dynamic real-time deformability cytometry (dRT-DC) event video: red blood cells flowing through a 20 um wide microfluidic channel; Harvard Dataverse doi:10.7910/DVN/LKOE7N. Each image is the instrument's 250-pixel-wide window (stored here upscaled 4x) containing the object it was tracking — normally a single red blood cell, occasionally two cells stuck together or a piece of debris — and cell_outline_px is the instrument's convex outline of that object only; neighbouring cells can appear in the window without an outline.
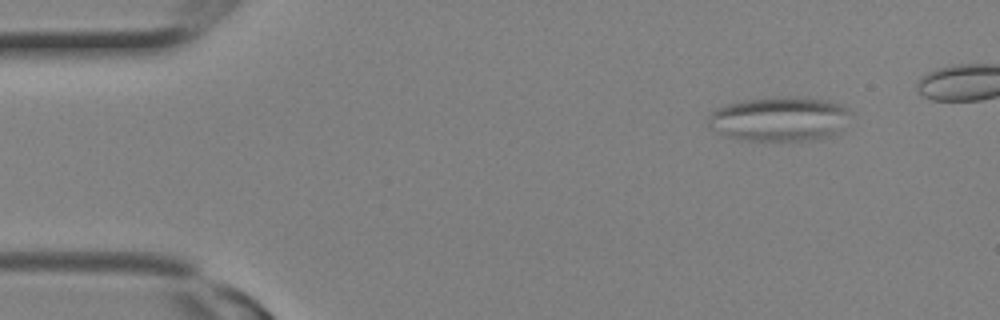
{"species": "Egyptian fruit bat (a non-hibernating species)", "species_latin": "Rousettus aegyptiacus", "temperature_condition": "room temperature", "stored_images_in_passage": 3, "camera_frame_rate_fps": 3000, "um_per_image_px": 0.085, "animal": {"sex": "female"}, "frame": {"image": 1, "passage_image": 1, "time_ms": 0.0, "image_size_px": [1000, 320], "cell_outline_px": [[848, 112], [832, 132], [828, 136], [812, 140], [740, 140], [724, 136], [708, 128], [708, 116], [716, 108], [724, 104], [744, 100], [828, 100], [840, 104], [848, 108]], "centroid_in_image_um": [66.05, 10.16], "position_along_channel_um": 19.0, "area_um2": 34.97}}